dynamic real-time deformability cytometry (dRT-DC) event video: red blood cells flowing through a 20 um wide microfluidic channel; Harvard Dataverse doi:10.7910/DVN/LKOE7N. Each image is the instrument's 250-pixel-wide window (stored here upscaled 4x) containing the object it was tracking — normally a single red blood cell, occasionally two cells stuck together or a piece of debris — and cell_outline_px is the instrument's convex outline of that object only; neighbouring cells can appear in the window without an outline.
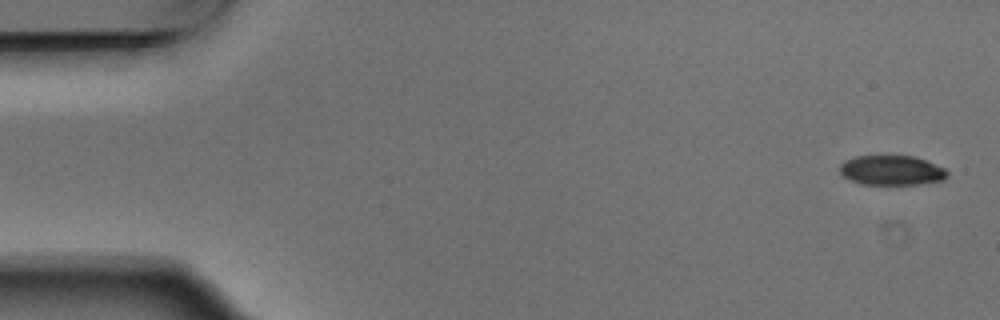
{"species": "Egyptian fruit bat (a non-hibernating species)", "species_latin": "Rousettus aegyptiacus", "temperature_condition": "warm", "stored_images_in_passage": 4, "camera_frame_rate_fps": 3000, "um_per_image_px": 0.085, "animal": {"sex": "male"}, "frame": {"image": 1, "passage_image": 1, "time_ms": 0.0, "image_size_px": [1000, 320], "cell_outline_px": [[948, 176], [944, 180], [920, 184], [860, 184], [844, 176], [840, 172], [840, 164], [844, 160], [856, 156], [916, 156], [944, 168], [948, 172]], "centroid_in_image_um": [75.8, 14.47], "position_along_channel_um": 9.2, "area_um2": 18.61}}
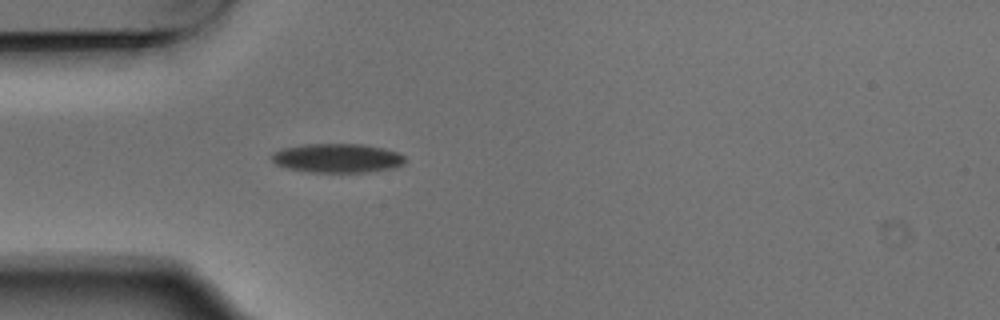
{"frame": {"image": 2, "passage_image": 4, "time_ms": 1.0, "image_size_px": [1000, 320], "cell_outline_px": [[404, 164], [392, 168], [368, 172], [308, 172], [288, 168], [276, 164], [272, 160], [272, 152], [284, 148], [304, 144], [364, 144], [384, 148], [396, 152], [404, 156]], "centroid_in_image_um": [28.67, 13.44], "position_along_channel_um": 56.3, "area_um2": 22.54}}